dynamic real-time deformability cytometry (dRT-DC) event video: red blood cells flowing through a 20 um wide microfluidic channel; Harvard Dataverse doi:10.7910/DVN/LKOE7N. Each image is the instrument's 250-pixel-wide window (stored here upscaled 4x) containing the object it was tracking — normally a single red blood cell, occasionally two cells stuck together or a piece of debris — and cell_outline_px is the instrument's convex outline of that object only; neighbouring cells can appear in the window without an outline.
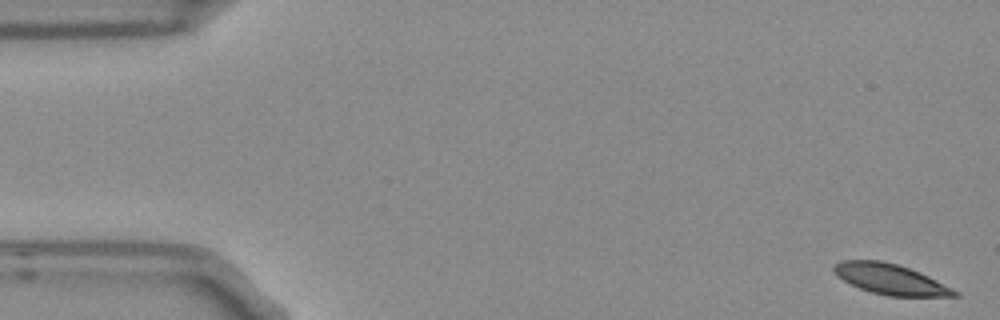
{"species": "Egyptian fruit bat (a non-hibernating species)", "species_latin": "Rousettus aegyptiacus", "temperature_condition": "room temperature", "stored_images_in_passage": 5, "camera_frame_rate_fps": 3000, "um_per_image_px": 0.085, "frame": {"image": 1, "passage_image": 1, "time_ms": 0.0, "image_size_px": [1000, 320], "cell_outline_px": [[960, 296], [888, 296], [872, 292], [860, 288], [836, 276], [832, 268], [840, 260], [880, 260], [900, 264], [920, 272], [960, 292]], "centroid_in_image_um": [75.69, 23.72], "position_along_channel_um": 9.3, "area_um2": 21.39}}
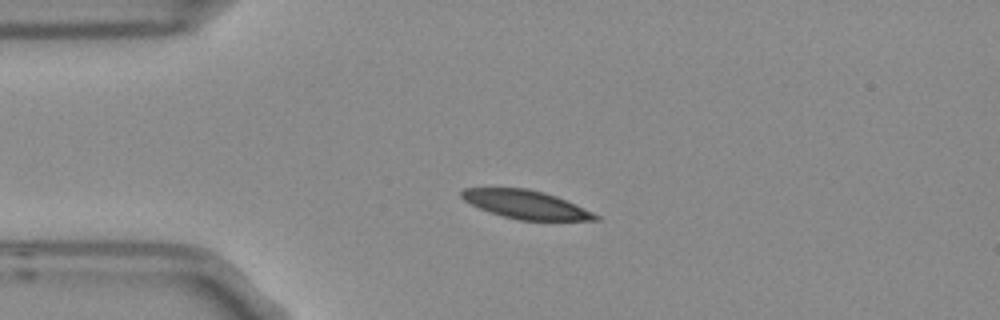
{"frame": {"image": 2, "passage_image": 4, "time_ms": 1.0, "image_size_px": [1000, 320], "cell_outline_px": [[600, 220], [520, 220], [504, 216], [480, 208], [464, 200], [460, 196], [460, 192], [464, 188], [528, 188], [544, 192], [556, 196], [592, 212], [600, 216]], "centroid_in_image_um": [44.69, 17.37], "position_along_channel_um": 40.3, "area_um2": 21.79}}